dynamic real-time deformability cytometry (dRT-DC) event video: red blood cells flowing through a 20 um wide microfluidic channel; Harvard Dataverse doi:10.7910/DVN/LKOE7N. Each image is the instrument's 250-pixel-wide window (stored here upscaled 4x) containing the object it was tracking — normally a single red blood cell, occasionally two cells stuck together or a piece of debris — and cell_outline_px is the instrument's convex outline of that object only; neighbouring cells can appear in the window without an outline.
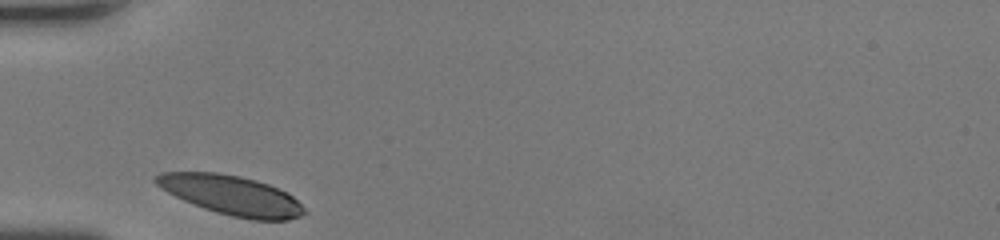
{"species": "human", "species_latin": "Homo sapiens", "temperature_condition": "room temperature", "stored_images_in_passage": 25, "camera_frame_rate_fps": 3000, "um_per_image_px": 0.085, "donor": {"sex": "female"}, "frame": {"image": 1, "passage_image": 1, "time_ms": 0.0, "image_size_px": [1000, 240], "cell_outline_px": [[308, 212], [300, 216], [288, 220], [252, 220], [232, 216], [216, 212], [204, 208], [184, 200], [160, 188], [152, 180], [152, 176], [160, 172], [220, 172], [240, 176], [256, 180], [280, 188], [288, 192]], "centroid_in_image_um": [19.66, 16.58], "position_along_channel_um": 65.3, "area_um2": 34.28}}
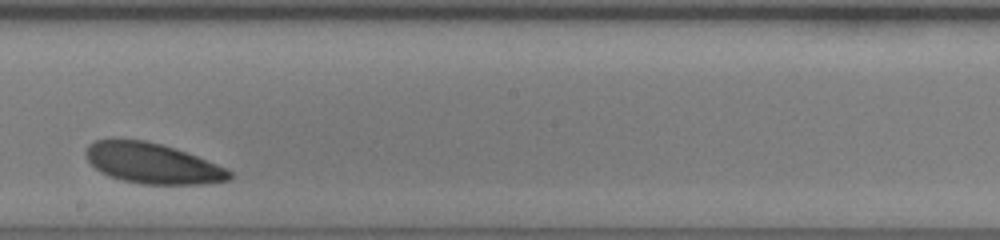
{"frame": {"image": 2, "passage_image": 14, "time_ms": 4.333, "image_size_px": [1000, 240], "cell_outline_px": [[232, 176], [228, 180], [208, 184], [140, 184], [124, 180], [100, 172], [84, 156], [84, 152], [88, 144], [96, 140], [116, 136], [144, 140], [160, 144], [196, 156], [216, 164], [232, 172]], "centroid_in_image_um": [12.88, 13.85], "position_along_channel_um": 235.3, "area_um2": 34.04}}
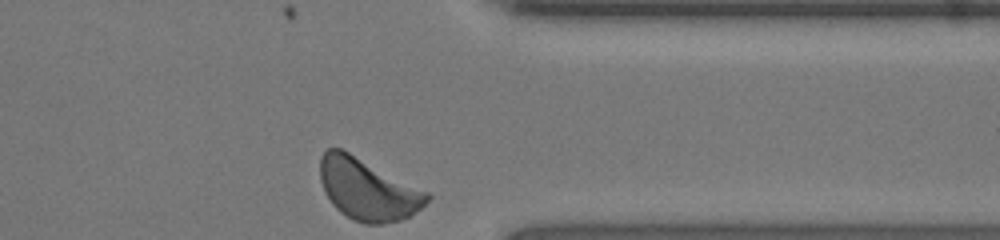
{"frame": {"image": 3, "passage_image": 25, "time_ms": 8.0, "image_size_px": [1000, 240], "cell_outline_px": [[432, 196], [420, 208], [408, 216], [400, 220], [384, 224], [364, 224], [352, 220], [340, 212], [332, 204], [324, 192], [320, 180], [320, 156], [328, 148], [340, 148], [428, 192]], "centroid_in_image_um": [31.22, 16.11], "position_along_channel_um": 380.2, "area_um2": 38.03}, "authors_computed_cell_mechanics": {"area_um2": 34.391, "velocity_mm_per_s": 4.0343, "shape_relaxation_time_tau1_ms": 1.5927, "shape_relaxation_time_tau2_ms": null, "deformation_change_tau1": 0.0439, "deformation_change_tau2": null}}